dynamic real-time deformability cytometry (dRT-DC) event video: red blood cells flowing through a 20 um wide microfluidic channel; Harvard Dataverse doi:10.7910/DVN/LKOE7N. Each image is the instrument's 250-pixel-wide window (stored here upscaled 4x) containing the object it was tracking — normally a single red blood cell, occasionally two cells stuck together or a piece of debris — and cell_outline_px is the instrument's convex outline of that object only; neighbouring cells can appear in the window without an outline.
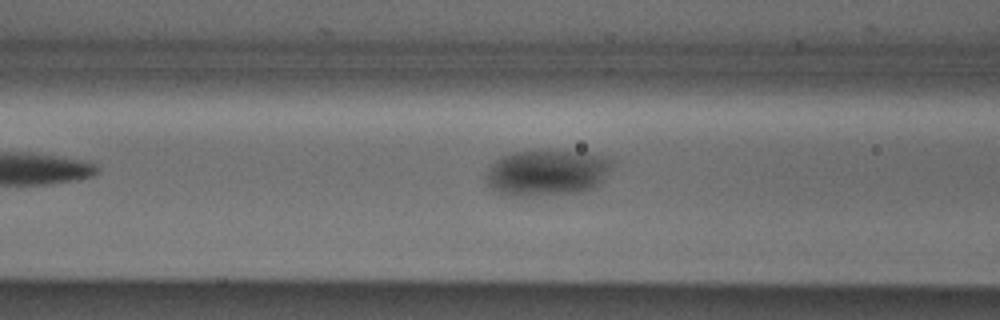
{"species": "Egyptian fruit bat (a non-hibernating species)", "species_latin": "Rousettus aegyptiacus", "temperature_condition": "cold", "stored_images_in_passage": 6, "camera_frame_rate_fps": 3000, "um_per_image_px": 0.085, "animal": {"sex": "male"}, "frame": {"image": 1, "passage_image": 5, "time_ms": 1.333, "image_size_px": [1000, 320], "cell_outline_px": [[612, 168], [600, 184], [596, 188], [584, 192], [528, 196], [508, 196], [496, 192], [488, 184], [488, 168], [500, 156], [512, 152], [588, 152], [604, 156], [612, 160]], "centroid_in_image_um": [46.54, 14.7], "position_along_channel_um": 120.1, "area_um2": 33.81}}
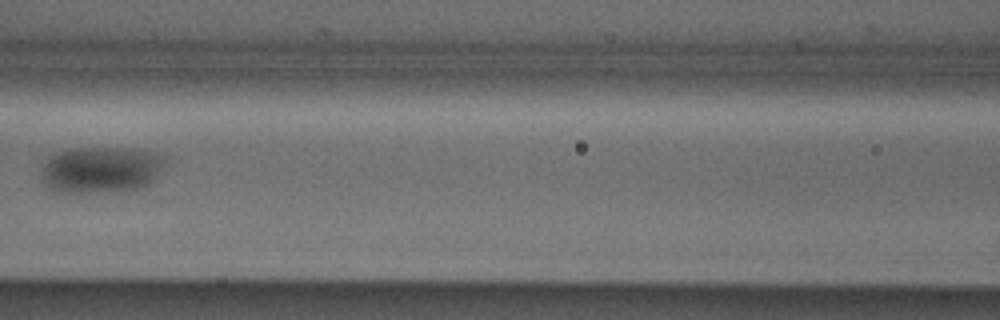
{"frame": {"image": 2, "passage_image": 6, "time_ms": 1.667, "image_size_px": [1000, 320], "cell_outline_px": [[168, 160], [156, 176], [144, 188], [120, 192], [56, 192], [48, 188], [40, 176], [40, 168], [52, 156], [68, 148], [120, 148], [152, 152], [168, 156]], "centroid_in_image_um": [8.6, 14.44], "position_along_channel_um": 158.0, "area_um2": 33.87}}